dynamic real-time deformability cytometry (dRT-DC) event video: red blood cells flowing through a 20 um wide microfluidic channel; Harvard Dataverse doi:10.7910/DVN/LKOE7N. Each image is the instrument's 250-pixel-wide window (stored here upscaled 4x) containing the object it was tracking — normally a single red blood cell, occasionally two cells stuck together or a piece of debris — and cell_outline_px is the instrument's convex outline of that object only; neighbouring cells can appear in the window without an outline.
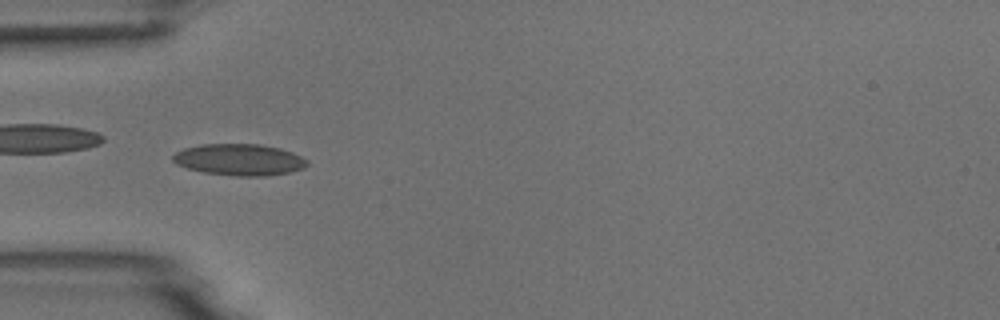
{"species": "common noctule bat (a hibernating species)", "species_latin": "Nyctalus noctula", "temperature_condition": "room temperature", "stored_images_in_passage": 8, "camera_frame_rate_fps": 3000, "um_per_image_px": 0.085, "animal": {"sex": "male", "body_mass_g": 18.8}, "frame": {"image": 1, "passage_image": 6, "time_ms": 5.667, "image_size_px": [1000, 320], "cell_outline_px": [[308, 164], [304, 168], [288, 172], [268, 176], [236, 176], [204, 172], [188, 168], [176, 164], [172, 160], [172, 156], [176, 152], [184, 148], [200, 144], [260, 144], [280, 148], [292, 152], [308, 160]], "centroid_in_image_um": [20.34, 13.57], "position_along_channel_um": 64.7, "area_um2": 24.68}}